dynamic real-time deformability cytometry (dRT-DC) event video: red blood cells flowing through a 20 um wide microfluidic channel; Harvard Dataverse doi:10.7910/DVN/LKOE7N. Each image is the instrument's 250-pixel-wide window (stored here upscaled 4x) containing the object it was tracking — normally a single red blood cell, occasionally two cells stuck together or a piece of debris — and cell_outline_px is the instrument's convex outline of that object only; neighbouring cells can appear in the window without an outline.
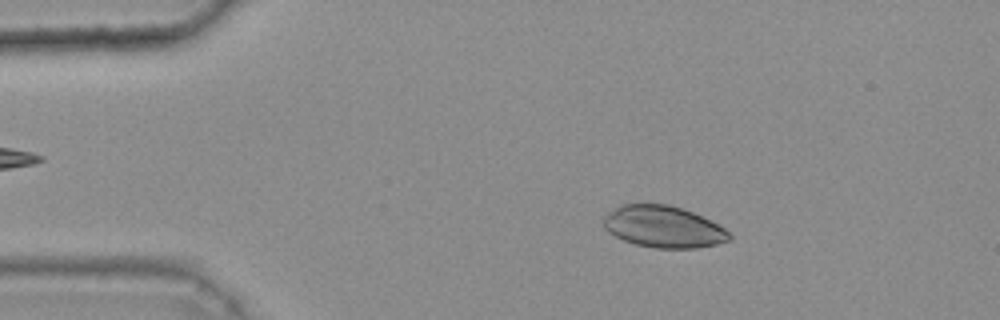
{"species": "common noctule bat (a hibernating species)", "species_latin": "Nyctalus noctula", "temperature_condition": "warm", "stored_images_in_passage": 43, "camera_frame_rate_fps": 3000, "um_per_image_px": 0.085, "animal": {"sex": "female", "body_mass_g": 25.1}, "frame": {"image": 1, "passage_image": 8, "time_ms": 2.333, "image_size_px": [1000, 320], "cell_outline_px": [[732, 240], [716, 244], [696, 248], [656, 248], [636, 244], [624, 240], [608, 232], [600, 224], [600, 220], [612, 208], [620, 204], [668, 204], [692, 212], [724, 228], [732, 236]], "centroid_in_image_um": [56.32, 19.27], "position_along_channel_um": 28.7, "area_um2": 30.63}}
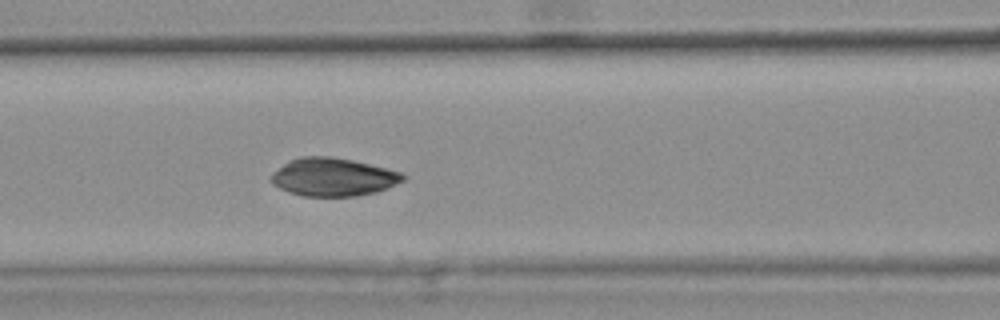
{"frame": {"image": 2, "passage_image": 21, "time_ms": 6.667, "image_size_px": [1000, 320], "cell_outline_px": [[408, 176], [404, 180], [388, 188], [376, 192], [356, 196], [304, 196], [288, 192], [272, 184], [272, 172], [288, 160], [300, 156], [332, 156], [352, 160], [388, 168], [400, 172]], "centroid_in_image_um": [28.32, 15.04], "position_along_channel_um": 138.3, "area_um2": 29.48}}
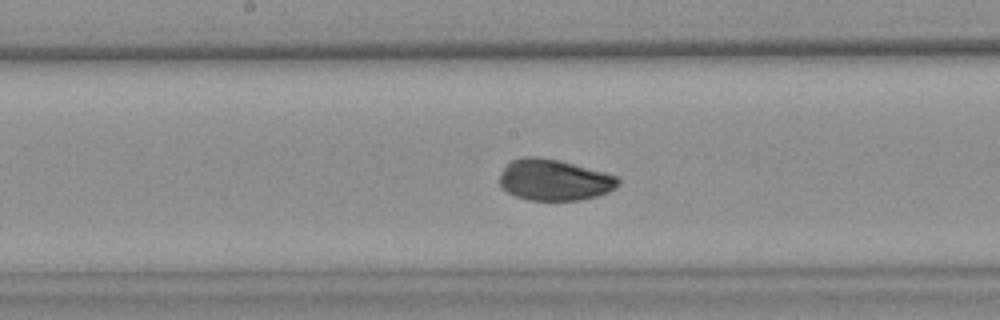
{"frame": {"image": 3, "passage_image": 26, "time_ms": 8.333, "image_size_px": [1000, 320], "cell_outline_px": [[620, 184], [616, 188], [608, 192], [596, 196], [580, 200], [528, 200], [516, 196], [500, 188], [500, 176], [504, 164], [512, 160], [524, 156], [540, 156], [560, 160], [604, 172], [616, 176], [620, 180]], "centroid_in_image_um": [47.08, 15.28], "position_along_channel_um": 201.1, "area_um2": 28.73}, "authors_computed_cell_mechanics": {"area_um2": 29.6514, "velocity_mm_per_s": 3.7808, "shape_relaxation_time_tau1_ms": 2.6675, "shape_relaxation_time_tau2_ms": 2.2984, "deformation_change_tau1": 0.1327, "deformation_change_tau2": 0.0628}}